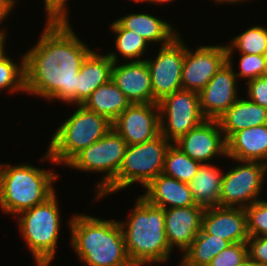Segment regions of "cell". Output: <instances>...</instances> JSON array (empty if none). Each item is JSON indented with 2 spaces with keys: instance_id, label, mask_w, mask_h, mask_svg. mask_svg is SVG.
<instances>
[{
  "instance_id": "obj_1",
  "label": "cell",
  "mask_w": 267,
  "mask_h": 266,
  "mask_svg": "<svg viewBox=\"0 0 267 266\" xmlns=\"http://www.w3.org/2000/svg\"><path fill=\"white\" fill-rule=\"evenodd\" d=\"M44 27L38 43L24 53L26 93L77 104L78 73L92 50L69 21H46Z\"/></svg>"
},
{
  "instance_id": "obj_2",
  "label": "cell",
  "mask_w": 267,
  "mask_h": 266,
  "mask_svg": "<svg viewBox=\"0 0 267 266\" xmlns=\"http://www.w3.org/2000/svg\"><path fill=\"white\" fill-rule=\"evenodd\" d=\"M69 228L70 244L86 266H134L119 221L77 214L70 219Z\"/></svg>"
},
{
  "instance_id": "obj_3",
  "label": "cell",
  "mask_w": 267,
  "mask_h": 266,
  "mask_svg": "<svg viewBox=\"0 0 267 266\" xmlns=\"http://www.w3.org/2000/svg\"><path fill=\"white\" fill-rule=\"evenodd\" d=\"M119 223L127 255L134 266L164 263L169 260L172 250L166 237L162 207L152 205L139 196L127 221Z\"/></svg>"
},
{
  "instance_id": "obj_4",
  "label": "cell",
  "mask_w": 267,
  "mask_h": 266,
  "mask_svg": "<svg viewBox=\"0 0 267 266\" xmlns=\"http://www.w3.org/2000/svg\"><path fill=\"white\" fill-rule=\"evenodd\" d=\"M58 174L27 164L0 163V206L8 214L18 215L45 202L54 193Z\"/></svg>"
},
{
  "instance_id": "obj_5",
  "label": "cell",
  "mask_w": 267,
  "mask_h": 266,
  "mask_svg": "<svg viewBox=\"0 0 267 266\" xmlns=\"http://www.w3.org/2000/svg\"><path fill=\"white\" fill-rule=\"evenodd\" d=\"M76 107L75 113L52 134L42 160L66 166L78 153L112 129V123L105 116L90 111L83 105Z\"/></svg>"
},
{
  "instance_id": "obj_6",
  "label": "cell",
  "mask_w": 267,
  "mask_h": 266,
  "mask_svg": "<svg viewBox=\"0 0 267 266\" xmlns=\"http://www.w3.org/2000/svg\"><path fill=\"white\" fill-rule=\"evenodd\" d=\"M58 205L54 193L45 202L17 215L19 230L37 266L50 265L55 256L61 225Z\"/></svg>"
},
{
  "instance_id": "obj_7",
  "label": "cell",
  "mask_w": 267,
  "mask_h": 266,
  "mask_svg": "<svg viewBox=\"0 0 267 266\" xmlns=\"http://www.w3.org/2000/svg\"><path fill=\"white\" fill-rule=\"evenodd\" d=\"M171 144L172 142L160 133L144 143L128 145L117 177L96 200L136 182L146 187L162 174L165 156Z\"/></svg>"
},
{
  "instance_id": "obj_8",
  "label": "cell",
  "mask_w": 267,
  "mask_h": 266,
  "mask_svg": "<svg viewBox=\"0 0 267 266\" xmlns=\"http://www.w3.org/2000/svg\"><path fill=\"white\" fill-rule=\"evenodd\" d=\"M127 146L126 141L111 129L78 153L66 166L84 172H105L106 175L95 187L97 198L117 177Z\"/></svg>"
},
{
  "instance_id": "obj_9",
  "label": "cell",
  "mask_w": 267,
  "mask_h": 266,
  "mask_svg": "<svg viewBox=\"0 0 267 266\" xmlns=\"http://www.w3.org/2000/svg\"><path fill=\"white\" fill-rule=\"evenodd\" d=\"M161 134L172 143L205 119L200 110L199 93L180 89L158 102Z\"/></svg>"
},
{
  "instance_id": "obj_10",
  "label": "cell",
  "mask_w": 267,
  "mask_h": 266,
  "mask_svg": "<svg viewBox=\"0 0 267 266\" xmlns=\"http://www.w3.org/2000/svg\"><path fill=\"white\" fill-rule=\"evenodd\" d=\"M236 167L223 174L219 206L245 208L260 199L267 164L260 161H237Z\"/></svg>"
},
{
  "instance_id": "obj_11",
  "label": "cell",
  "mask_w": 267,
  "mask_h": 266,
  "mask_svg": "<svg viewBox=\"0 0 267 266\" xmlns=\"http://www.w3.org/2000/svg\"><path fill=\"white\" fill-rule=\"evenodd\" d=\"M179 36L162 46L154 60L145 59L151 75L153 103H158L168 94L182 89L181 76L186 44Z\"/></svg>"
},
{
  "instance_id": "obj_12",
  "label": "cell",
  "mask_w": 267,
  "mask_h": 266,
  "mask_svg": "<svg viewBox=\"0 0 267 266\" xmlns=\"http://www.w3.org/2000/svg\"><path fill=\"white\" fill-rule=\"evenodd\" d=\"M226 62V45H202L195 51L186 46L181 76L182 89L200 93Z\"/></svg>"
},
{
  "instance_id": "obj_13",
  "label": "cell",
  "mask_w": 267,
  "mask_h": 266,
  "mask_svg": "<svg viewBox=\"0 0 267 266\" xmlns=\"http://www.w3.org/2000/svg\"><path fill=\"white\" fill-rule=\"evenodd\" d=\"M112 129L127 145H136L153 139L161 133L158 103L130 104L112 122Z\"/></svg>"
},
{
  "instance_id": "obj_14",
  "label": "cell",
  "mask_w": 267,
  "mask_h": 266,
  "mask_svg": "<svg viewBox=\"0 0 267 266\" xmlns=\"http://www.w3.org/2000/svg\"><path fill=\"white\" fill-rule=\"evenodd\" d=\"M232 63V58H227L199 93L200 110L205 119L218 120L238 99L237 77Z\"/></svg>"
},
{
  "instance_id": "obj_15",
  "label": "cell",
  "mask_w": 267,
  "mask_h": 266,
  "mask_svg": "<svg viewBox=\"0 0 267 266\" xmlns=\"http://www.w3.org/2000/svg\"><path fill=\"white\" fill-rule=\"evenodd\" d=\"M187 156L210 163L217 155L227 157V143L217 120H204L174 142Z\"/></svg>"
},
{
  "instance_id": "obj_16",
  "label": "cell",
  "mask_w": 267,
  "mask_h": 266,
  "mask_svg": "<svg viewBox=\"0 0 267 266\" xmlns=\"http://www.w3.org/2000/svg\"><path fill=\"white\" fill-rule=\"evenodd\" d=\"M112 59L111 80L131 104L153 103L151 75L145 60L118 64V54L108 53Z\"/></svg>"
},
{
  "instance_id": "obj_17",
  "label": "cell",
  "mask_w": 267,
  "mask_h": 266,
  "mask_svg": "<svg viewBox=\"0 0 267 266\" xmlns=\"http://www.w3.org/2000/svg\"><path fill=\"white\" fill-rule=\"evenodd\" d=\"M201 231L232 243H247V216L245 208L207 207L203 213Z\"/></svg>"
},
{
  "instance_id": "obj_18",
  "label": "cell",
  "mask_w": 267,
  "mask_h": 266,
  "mask_svg": "<svg viewBox=\"0 0 267 266\" xmlns=\"http://www.w3.org/2000/svg\"><path fill=\"white\" fill-rule=\"evenodd\" d=\"M205 207L199 204L164 209L165 231L170 249L176 246L183 253L201 231Z\"/></svg>"
},
{
  "instance_id": "obj_19",
  "label": "cell",
  "mask_w": 267,
  "mask_h": 266,
  "mask_svg": "<svg viewBox=\"0 0 267 266\" xmlns=\"http://www.w3.org/2000/svg\"><path fill=\"white\" fill-rule=\"evenodd\" d=\"M144 188L146 192L141 196L152 205L163 209L196 205L188 183L164 174H159Z\"/></svg>"
},
{
  "instance_id": "obj_20",
  "label": "cell",
  "mask_w": 267,
  "mask_h": 266,
  "mask_svg": "<svg viewBox=\"0 0 267 266\" xmlns=\"http://www.w3.org/2000/svg\"><path fill=\"white\" fill-rule=\"evenodd\" d=\"M226 143L229 159L260 161L267 164V124L240 130Z\"/></svg>"
},
{
  "instance_id": "obj_21",
  "label": "cell",
  "mask_w": 267,
  "mask_h": 266,
  "mask_svg": "<svg viewBox=\"0 0 267 266\" xmlns=\"http://www.w3.org/2000/svg\"><path fill=\"white\" fill-rule=\"evenodd\" d=\"M217 121L227 141L240 130L267 124V108L239 97Z\"/></svg>"
},
{
  "instance_id": "obj_22",
  "label": "cell",
  "mask_w": 267,
  "mask_h": 266,
  "mask_svg": "<svg viewBox=\"0 0 267 266\" xmlns=\"http://www.w3.org/2000/svg\"><path fill=\"white\" fill-rule=\"evenodd\" d=\"M113 61L93 50L84 59L77 79V105H82L101 85L111 79Z\"/></svg>"
},
{
  "instance_id": "obj_23",
  "label": "cell",
  "mask_w": 267,
  "mask_h": 266,
  "mask_svg": "<svg viewBox=\"0 0 267 266\" xmlns=\"http://www.w3.org/2000/svg\"><path fill=\"white\" fill-rule=\"evenodd\" d=\"M116 22L123 29L139 34L150 44L161 41V46H164L179 35L170 23L148 13H131L117 19Z\"/></svg>"
},
{
  "instance_id": "obj_24",
  "label": "cell",
  "mask_w": 267,
  "mask_h": 266,
  "mask_svg": "<svg viewBox=\"0 0 267 266\" xmlns=\"http://www.w3.org/2000/svg\"><path fill=\"white\" fill-rule=\"evenodd\" d=\"M223 174L212 163L200 165L198 172L188 183L196 204L205 208L219 206Z\"/></svg>"
},
{
  "instance_id": "obj_25",
  "label": "cell",
  "mask_w": 267,
  "mask_h": 266,
  "mask_svg": "<svg viewBox=\"0 0 267 266\" xmlns=\"http://www.w3.org/2000/svg\"><path fill=\"white\" fill-rule=\"evenodd\" d=\"M130 104L110 79L98 87L82 105L90 111L105 116L112 123Z\"/></svg>"
},
{
  "instance_id": "obj_26",
  "label": "cell",
  "mask_w": 267,
  "mask_h": 266,
  "mask_svg": "<svg viewBox=\"0 0 267 266\" xmlns=\"http://www.w3.org/2000/svg\"><path fill=\"white\" fill-rule=\"evenodd\" d=\"M229 242L214 235L199 232L190 247L184 252L181 266H208L211 260L229 246Z\"/></svg>"
},
{
  "instance_id": "obj_27",
  "label": "cell",
  "mask_w": 267,
  "mask_h": 266,
  "mask_svg": "<svg viewBox=\"0 0 267 266\" xmlns=\"http://www.w3.org/2000/svg\"><path fill=\"white\" fill-rule=\"evenodd\" d=\"M202 163L191 159L178 146L171 144L167 150L162 174L189 183Z\"/></svg>"
},
{
  "instance_id": "obj_28",
  "label": "cell",
  "mask_w": 267,
  "mask_h": 266,
  "mask_svg": "<svg viewBox=\"0 0 267 266\" xmlns=\"http://www.w3.org/2000/svg\"><path fill=\"white\" fill-rule=\"evenodd\" d=\"M235 49L242 54L267 55V29L263 26H252L226 46L227 58H232Z\"/></svg>"
},
{
  "instance_id": "obj_29",
  "label": "cell",
  "mask_w": 267,
  "mask_h": 266,
  "mask_svg": "<svg viewBox=\"0 0 267 266\" xmlns=\"http://www.w3.org/2000/svg\"><path fill=\"white\" fill-rule=\"evenodd\" d=\"M112 32L116 34L115 46L117 51L126 60L142 61L149 43L134 31L123 29L116 21L111 23ZM140 58V59H139Z\"/></svg>"
},
{
  "instance_id": "obj_30",
  "label": "cell",
  "mask_w": 267,
  "mask_h": 266,
  "mask_svg": "<svg viewBox=\"0 0 267 266\" xmlns=\"http://www.w3.org/2000/svg\"><path fill=\"white\" fill-rule=\"evenodd\" d=\"M5 46L0 49V92L9 88L8 91L26 92L25 88V57L22 56L21 64L12 61L5 53Z\"/></svg>"
},
{
  "instance_id": "obj_31",
  "label": "cell",
  "mask_w": 267,
  "mask_h": 266,
  "mask_svg": "<svg viewBox=\"0 0 267 266\" xmlns=\"http://www.w3.org/2000/svg\"><path fill=\"white\" fill-rule=\"evenodd\" d=\"M245 211L249 236H267V201L259 199Z\"/></svg>"
},
{
  "instance_id": "obj_32",
  "label": "cell",
  "mask_w": 267,
  "mask_h": 266,
  "mask_svg": "<svg viewBox=\"0 0 267 266\" xmlns=\"http://www.w3.org/2000/svg\"><path fill=\"white\" fill-rule=\"evenodd\" d=\"M239 60L240 71L234 74L236 77H241L247 79V82L258 77H261L267 55L258 54H242Z\"/></svg>"
},
{
  "instance_id": "obj_33",
  "label": "cell",
  "mask_w": 267,
  "mask_h": 266,
  "mask_svg": "<svg viewBox=\"0 0 267 266\" xmlns=\"http://www.w3.org/2000/svg\"><path fill=\"white\" fill-rule=\"evenodd\" d=\"M248 256L247 243H232L219 252L208 266H237Z\"/></svg>"
},
{
  "instance_id": "obj_34",
  "label": "cell",
  "mask_w": 267,
  "mask_h": 266,
  "mask_svg": "<svg viewBox=\"0 0 267 266\" xmlns=\"http://www.w3.org/2000/svg\"><path fill=\"white\" fill-rule=\"evenodd\" d=\"M248 256L258 265L267 266V236H249Z\"/></svg>"
},
{
  "instance_id": "obj_35",
  "label": "cell",
  "mask_w": 267,
  "mask_h": 266,
  "mask_svg": "<svg viewBox=\"0 0 267 266\" xmlns=\"http://www.w3.org/2000/svg\"><path fill=\"white\" fill-rule=\"evenodd\" d=\"M247 99L267 108V79L258 77L246 82Z\"/></svg>"
},
{
  "instance_id": "obj_36",
  "label": "cell",
  "mask_w": 267,
  "mask_h": 266,
  "mask_svg": "<svg viewBox=\"0 0 267 266\" xmlns=\"http://www.w3.org/2000/svg\"><path fill=\"white\" fill-rule=\"evenodd\" d=\"M48 22L68 21L67 0H44Z\"/></svg>"
},
{
  "instance_id": "obj_37",
  "label": "cell",
  "mask_w": 267,
  "mask_h": 266,
  "mask_svg": "<svg viewBox=\"0 0 267 266\" xmlns=\"http://www.w3.org/2000/svg\"><path fill=\"white\" fill-rule=\"evenodd\" d=\"M10 13L11 11L3 3H0V25ZM5 38H7L5 30L0 29V42L6 45Z\"/></svg>"
},
{
  "instance_id": "obj_38",
  "label": "cell",
  "mask_w": 267,
  "mask_h": 266,
  "mask_svg": "<svg viewBox=\"0 0 267 266\" xmlns=\"http://www.w3.org/2000/svg\"><path fill=\"white\" fill-rule=\"evenodd\" d=\"M237 266H258L249 256H247L241 263Z\"/></svg>"
},
{
  "instance_id": "obj_39",
  "label": "cell",
  "mask_w": 267,
  "mask_h": 266,
  "mask_svg": "<svg viewBox=\"0 0 267 266\" xmlns=\"http://www.w3.org/2000/svg\"><path fill=\"white\" fill-rule=\"evenodd\" d=\"M16 0H0V3H3L11 12L14 6L16 5Z\"/></svg>"
},
{
  "instance_id": "obj_40",
  "label": "cell",
  "mask_w": 267,
  "mask_h": 266,
  "mask_svg": "<svg viewBox=\"0 0 267 266\" xmlns=\"http://www.w3.org/2000/svg\"><path fill=\"white\" fill-rule=\"evenodd\" d=\"M213 1L216 2V3H217V2H218V3H219V2H220V3H225V2H227V3H229V4H230V3H231V4H232V3H237V2L240 3V2H243V1H244V2L246 1V2H247V0H213ZM248 1H249V0H248Z\"/></svg>"
},
{
  "instance_id": "obj_41",
  "label": "cell",
  "mask_w": 267,
  "mask_h": 266,
  "mask_svg": "<svg viewBox=\"0 0 267 266\" xmlns=\"http://www.w3.org/2000/svg\"><path fill=\"white\" fill-rule=\"evenodd\" d=\"M171 1H173V0H147V2L148 3H154V4H157V3H159V4H161V3H170Z\"/></svg>"
},
{
  "instance_id": "obj_42",
  "label": "cell",
  "mask_w": 267,
  "mask_h": 266,
  "mask_svg": "<svg viewBox=\"0 0 267 266\" xmlns=\"http://www.w3.org/2000/svg\"><path fill=\"white\" fill-rule=\"evenodd\" d=\"M261 77L267 79V58H266L265 67H264Z\"/></svg>"
},
{
  "instance_id": "obj_43",
  "label": "cell",
  "mask_w": 267,
  "mask_h": 266,
  "mask_svg": "<svg viewBox=\"0 0 267 266\" xmlns=\"http://www.w3.org/2000/svg\"><path fill=\"white\" fill-rule=\"evenodd\" d=\"M132 1H134V2H137V3H138V2H143V1H145V2H146L147 0H132Z\"/></svg>"
},
{
  "instance_id": "obj_44",
  "label": "cell",
  "mask_w": 267,
  "mask_h": 266,
  "mask_svg": "<svg viewBox=\"0 0 267 266\" xmlns=\"http://www.w3.org/2000/svg\"><path fill=\"white\" fill-rule=\"evenodd\" d=\"M3 46H4V44L0 42V49H1Z\"/></svg>"
}]
</instances>
